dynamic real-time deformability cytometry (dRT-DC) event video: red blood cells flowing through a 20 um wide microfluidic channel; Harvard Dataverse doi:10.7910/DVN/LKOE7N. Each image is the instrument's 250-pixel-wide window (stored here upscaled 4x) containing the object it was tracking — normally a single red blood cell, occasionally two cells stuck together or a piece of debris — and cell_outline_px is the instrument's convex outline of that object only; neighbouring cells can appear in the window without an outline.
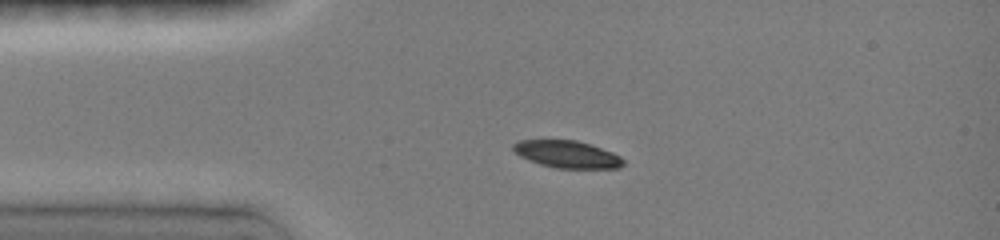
{"species": "common noctule bat (a hibernating species)", "species_latin": "Nyctalus noctula", "temperature_condition": "room temperature", "stored_images_in_passage": 17, "camera_frame_rate_fps": 3000, "um_per_image_px": 0.085, "animal": {"sex": "female", "body_mass_g": 19.0, "forearm_length_mm": 51.5}, "frame": {"image": 1, "passage_image": 1, "time_ms": 0.0, "image_size_px": [1000, 240], "cell_outline_px": [[624, 164], [620, 168], [556, 168], [540, 164], [528, 160], [520, 156], [512, 148], [512, 144], [520, 140], [576, 140], [612, 152], [620, 156], [624, 160]], "centroid_in_image_um": [48.2, 13.12], "position_along_channel_um": 36.8, "area_um2": 17.34}}
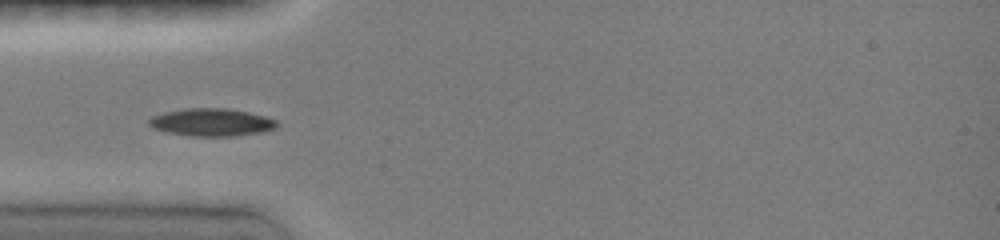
{"frame": {"image": 2, "passage_image": 9, "time_ms": 1.333, "image_size_px": [1000, 240], "cell_outline_px": [[276, 128], [260, 132], [232, 136], [192, 136], [168, 132], [152, 128], [148, 124], [148, 120], [152, 116], [164, 112], [184, 108], [228, 108], [248, 112], [264, 116], [276, 120]], "centroid_in_image_um": [17.94, 10.39], "position_along_channel_um": 67.1, "area_um2": 20.52}}